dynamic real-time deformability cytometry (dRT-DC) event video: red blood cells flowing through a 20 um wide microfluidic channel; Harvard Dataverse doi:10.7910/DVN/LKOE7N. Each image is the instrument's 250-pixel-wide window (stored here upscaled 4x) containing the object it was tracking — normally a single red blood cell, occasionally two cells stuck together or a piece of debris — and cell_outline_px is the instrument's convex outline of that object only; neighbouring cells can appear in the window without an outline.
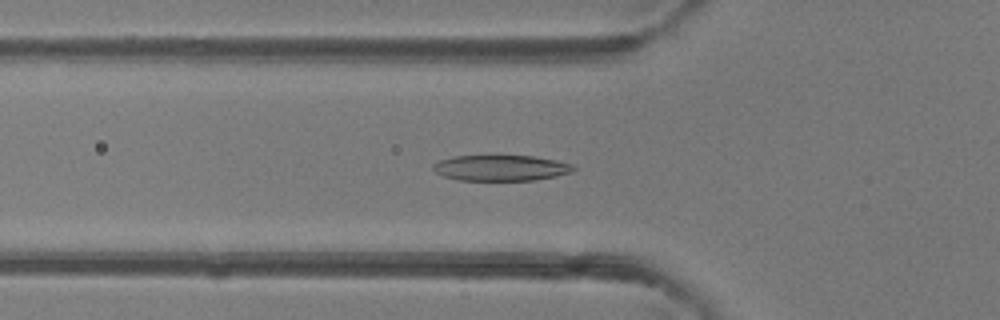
{"species": "common noctule bat (a hibernating species)", "species_latin": "Nyctalus noctula", "temperature_condition": "room temperature", "stored_images_in_passage": 36, "camera_frame_rate_fps": 3000, "um_per_image_px": 0.085, "animal": {"sex": "female"}, "frame": {"image": 1, "passage_image": 8, "time_ms": 2.333, "image_size_px": [1000, 320], "cell_outline_px": [[576, 168], [572, 172], [556, 176], [532, 180], [456, 180], [444, 176], [436, 172], [432, 168], [432, 164], [440, 160], [456, 156], [496, 152], [532, 156], [556, 160], [572, 164]], "centroid_in_image_um": [42.55, 14.22], "position_along_channel_um": 83.3, "area_um2": 22.02}}
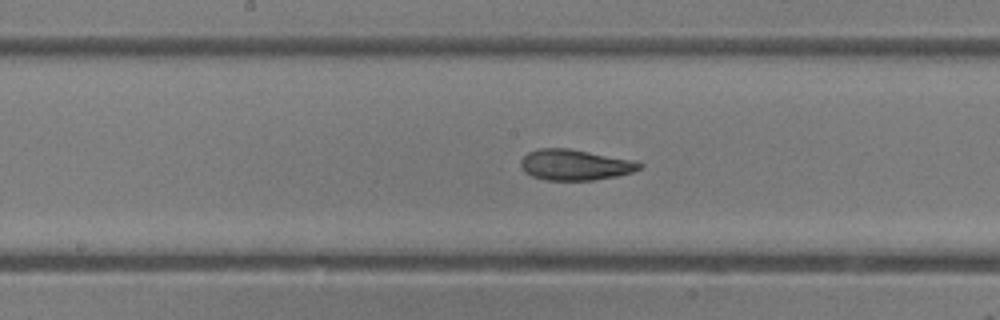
{"frame": {"image": 2, "passage_image": 16, "time_ms": 5.0, "image_size_px": [1000, 320], "cell_outline_px": [[644, 164], [640, 168], [632, 172], [616, 176], [592, 180], [548, 180], [532, 176], [524, 172], [520, 164], [520, 160], [528, 152], [540, 148], [568, 148], [632, 160]], "centroid_in_image_um": [48.84, 14.01], "position_along_channel_um": 199.4, "area_um2": 21.1}}
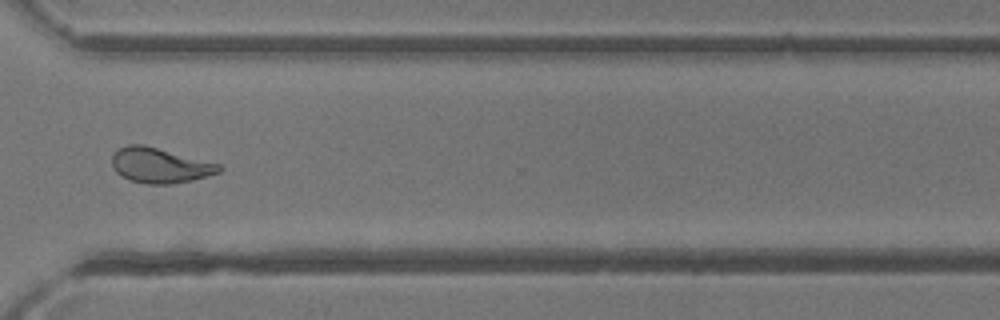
{"frame": {"image": 3, "passage_image": 27, "time_ms": 8.667, "image_size_px": [1000, 320], "cell_outline_px": [[224, 168], [220, 172], [208, 176], [192, 180], [168, 184], [148, 184], [128, 180], [120, 176], [116, 172], [112, 164], [112, 156], [120, 148], [128, 144], [144, 144], [220, 164]], "centroid_in_image_um": [13.59, 14.06], "position_along_channel_um": 357.0, "area_um2": 21.96}, "authors_computed_cell_mechanics": {"area_um2": 21.9062, "velocity_mm_per_s": 4.3194, "shape_relaxation_time_tau1_ms": 5.5067, "shape_relaxation_time_tau2_ms": 1.8336, "deformation_change_tau1": 0.1893, "deformation_change_tau2": 0.0808}}